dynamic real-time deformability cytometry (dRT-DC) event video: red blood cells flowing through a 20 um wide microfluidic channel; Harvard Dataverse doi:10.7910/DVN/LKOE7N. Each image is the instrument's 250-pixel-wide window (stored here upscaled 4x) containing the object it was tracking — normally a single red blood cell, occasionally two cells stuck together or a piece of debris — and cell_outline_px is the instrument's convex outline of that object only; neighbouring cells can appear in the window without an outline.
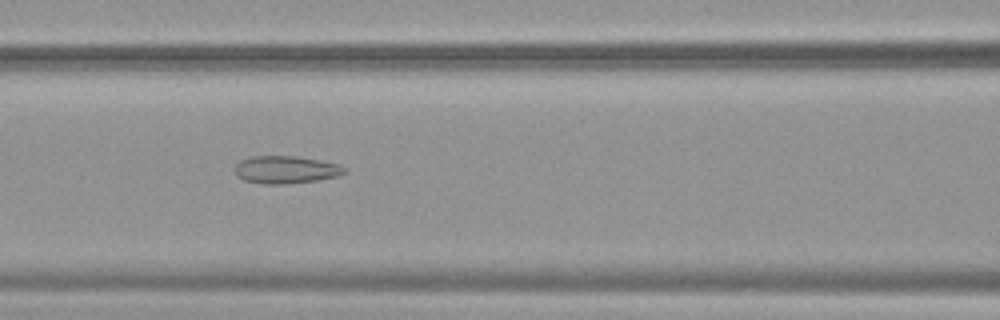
{"species": "common noctule bat (a hibernating species)", "species_latin": "Nyctalus noctula", "temperature_condition": "warm", "stored_images_in_passage": 37, "camera_frame_rate_fps": 3000, "um_per_image_px": 0.085, "animal": {"sex": "female", "body_mass_g": 19.9}, "frame": {"image": 1, "passage_image": 7, "time_ms": 2.0, "image_size_px": [1000, 320], "cell_outline_px": [[348, 172], [340, 176], [316, 180], [284, 184], [264, 184], [244, 180], [236, 176], [236, 164], [240, 160], [252, 156], [296, 156], [340, 164], [348, 168]], "centroid_in_image_um": [24.34, 14.42], "position_along_channel_um": 142.3, "area_um2": 17.74}}
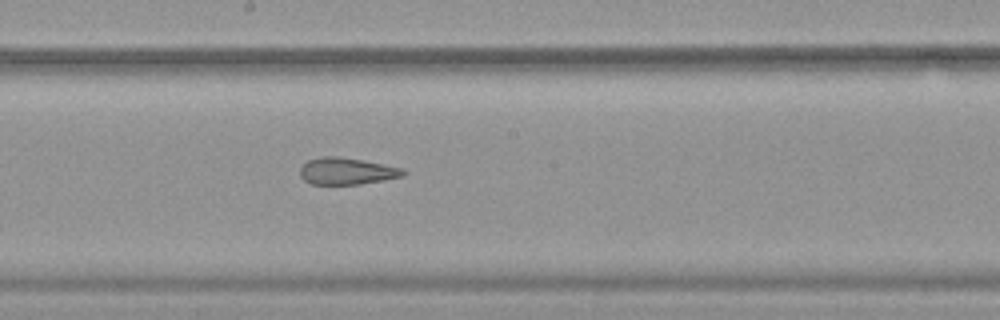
{"frame": {"image": 2, "passage_image": 13, "time_ms": 4.0, "image_size_px": [1000, 320], "cell_outline_px": [[404, 176], [384, 180], [360, 184], [312, 184], [304, 180], [300, 176], [300, 168], [308, 160], [320, 156], [340, 156], [404, 168]], "centroid_in_image_um": [29.46, 14.54], "position_along_channel_um": 218.7, "area_um2": 16.13}}
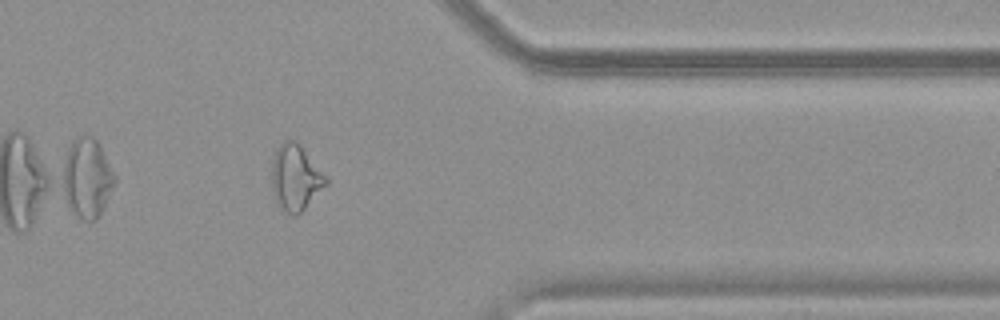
{"frame": {"image": 3, "passage_image": 27, "time_ms": 8.667, "image_size_px": [1000, 320], "cell_outline_px": [[328, 184], [296, 216], [292, 216], [276, 200], [272, 188], [272, 160], [276, 148], [284, 140], [296, 140], [300, 144], [328, 180]], "centroid_in_image_um": [25.11, 15.06], "position_along_channel_um": 386.3, "area_um2": 20.35}, "authors_computed_cell_mechanics": {"area_um2": 17.9758, "velocity_mm_per_s": 3.8471, "shape_relaxation_time_tau1_ms": null, "shape_relaxation_time_tau2_ms": 2.2356, "deformation_change_tau1": null, "deformation_change_tau2": 0.1234}}